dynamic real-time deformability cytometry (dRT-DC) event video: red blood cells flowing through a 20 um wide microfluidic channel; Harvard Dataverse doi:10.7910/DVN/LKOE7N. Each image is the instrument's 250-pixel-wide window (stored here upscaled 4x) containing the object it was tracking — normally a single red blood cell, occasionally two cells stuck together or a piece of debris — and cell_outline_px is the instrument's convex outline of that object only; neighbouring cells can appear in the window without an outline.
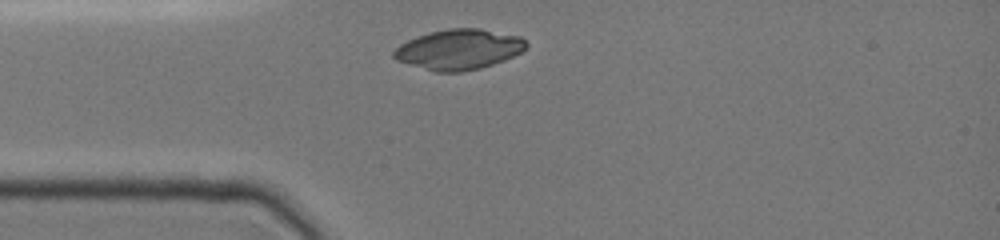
{"species": "common noctule bat (a hibernating species)", "species_latin": "Nyctalus noctula", "temperature_condition": "cold", "stored_images_in_passage": 1, "camera_frame_rate_fps": 3000, "um_per_image_px": 0.085, "animal": {"sex": "female", "body_mass_g": 19.0, "forearm_length_mm": 51.5}, "frame": {"image": 1, "passage_image": 1, "time_ms": 0.0, "image_size_px": [1000, 240], "cell_outline_px": [[528, 44], [520, 52], [504, 60], [480, 68], [460, 72], [436, 72], [396, 60], [392, 56], [392, 52], [400, 44], [416, 36], [448, 28], [480, 28], [520, 36]], "centroid_in_image_um": [38.98, 4.19], "position_along_channel_um": 46.0, "area_um2": 30.87}}